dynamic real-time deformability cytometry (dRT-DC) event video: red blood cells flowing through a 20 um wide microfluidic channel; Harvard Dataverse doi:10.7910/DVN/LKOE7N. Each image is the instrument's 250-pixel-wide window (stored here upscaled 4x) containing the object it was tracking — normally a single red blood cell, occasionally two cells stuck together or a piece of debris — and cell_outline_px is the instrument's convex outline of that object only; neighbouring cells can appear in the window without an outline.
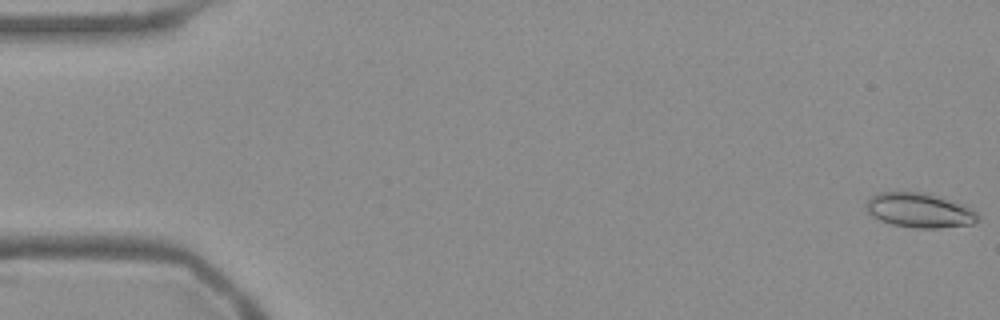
{"species": "Egyptian fruit bat (a non-hibernating species)", "species_latin": "Rousettus aegyptiacus", "temperature_condition": "warm", "stored_images_in_passage": 54, "camera_frame_rate_fps": 3000, "um_per_image_px": 0.085, "frame": {"image": 1, "passage_image": 1, "time_ms": 0.0, "image_size_px": [1000, 320], "cell_outline_px": [[980, 220], [972, 224], [936, 228], [916, 228], [892, 224], [880, 220], [872, 216], [868, 212], [864, 204], [876, 192], [924, 192], [940, 196], [964, 204], [976, 212], [980, 216]], "centroid_in_image_um": [78.17, 17.87], "position_along_channel_um": 6.8, "area_um2": 22.72}}
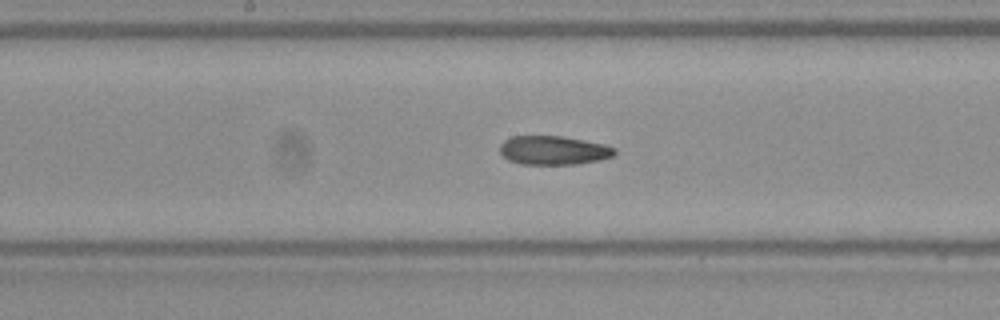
{"frame": {"image": 2, "passage_image": 28, "time_ms": 9.0, "image_size_px": [1000, 320], "cell_outline_px": [[616, 152], [612, 156], [600, 160], [576, 164], [520, 164], [508, 160], [500, 152], [500, 144], [504, 140], [512, 136], [564, 136], [604, 144], [616, 148]], "centroid_in_image_um": [47.05, 12.77], "position_along_channel_um": 201.2, "area_um2": 19.36}}
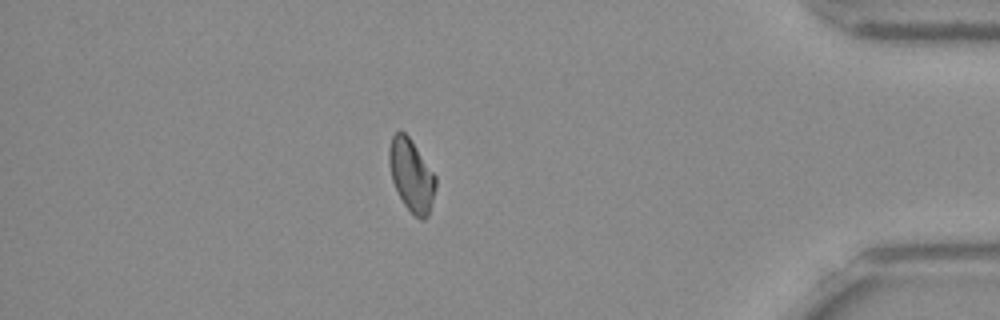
{"frame": {"image": 3, "passage_image": 47, "time_ms": 15.333, "image_size_px": [1000, 320], "cell_outline_px": [[436, 188], [428, 216], [424, 220], [420, 220], [404, 204], [392, 180], [388, 164], [388, 148], [392, 136], [400, 128], [408, 136], [436, 176]], "centroid_in_image_um": [34.96, 14.88], "position_along_channel_um": 400.2, "area_um2": 19.54}, "authors_computed_cell_mechanics": {"area_um2": 20.1433, "velocity_mm_per_s": 3.7942, "shape_relaxation_time_tau1_ms": null, "shape_relaxation_time_tau2_ms": 8.6163, "deformation_change_tau1": null, "deformation_change_tau2": 0.1545}}